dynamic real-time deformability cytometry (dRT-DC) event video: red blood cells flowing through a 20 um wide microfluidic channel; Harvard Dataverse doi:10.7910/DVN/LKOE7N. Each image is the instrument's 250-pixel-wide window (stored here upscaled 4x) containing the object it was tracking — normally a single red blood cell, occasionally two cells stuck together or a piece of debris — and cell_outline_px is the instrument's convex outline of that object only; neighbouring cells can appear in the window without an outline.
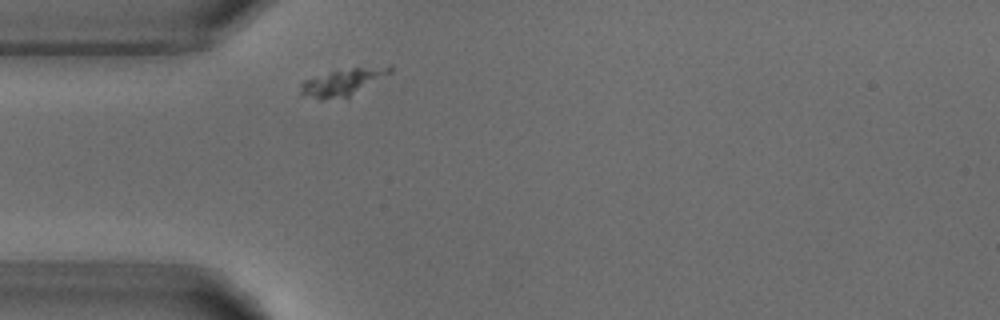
{"species": "common noctule bat (a hibernating species)", "species_latin": "Nyctalus noctula", "temperature_condition": "warm", "stored_images_in_passage": 1, "camera_frame_rate_fps": 3000, "um_per_image_px": 0.085, "animal": {"sex": "male", "body_mass_g": 18.8}, "frame": {"image": 1, "passage_image": 1, "time_ms": 0.0, "image_size_px": [1000, 320], "cell_outline_px": [[392, 72], [348, 96], [320, 100], [300, 92], [300, 84], [304, 80], [332, 72], [352, 68], [388, 64], [392, 64]], "centroid_in_image_um": [29.19, 6.94], "position_along_channel_um": 55.8, "area_um2": 13.53}}